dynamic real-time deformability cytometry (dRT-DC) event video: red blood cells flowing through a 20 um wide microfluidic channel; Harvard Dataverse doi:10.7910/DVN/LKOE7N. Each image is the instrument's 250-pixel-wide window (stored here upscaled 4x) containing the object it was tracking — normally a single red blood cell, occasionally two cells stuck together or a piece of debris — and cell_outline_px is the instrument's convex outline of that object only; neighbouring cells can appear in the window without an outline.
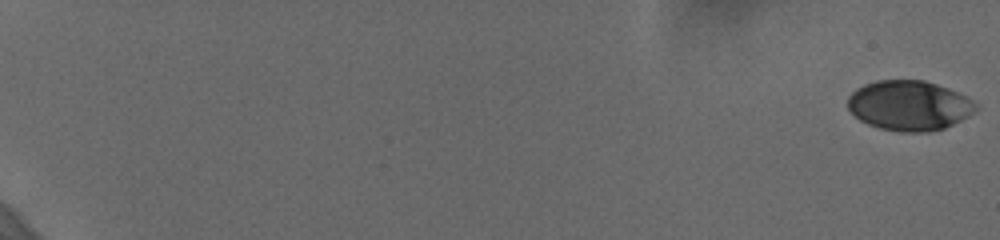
{"species": "human", "species_latin": "Homo sapiens", "temperature_condition": "cold", "stored_images_in_passage": 60, "camera_frame_rate_fps": 3000, "um_per_image_px": 0.085, "donor": {"sex": "female"}, "frame": {"image": 1, "passage_image": 1, "time_ms": 0.0, "image_size_px": [1000, 240], "cell_outline_px": [[976, 112], [944, 128], [928, 132], [900, 132], [880, 128], [868, 124], [860, 120], [848, 108], [848, 96], [856, 88], [864, 84], [876, 80], [924, 80], [948, 88], [968, 96], [976, 104]], "centroid_in_image_um": [77.28, 8.96], "position_along_channel_um": 7.7, "area_um2": 37.34}}
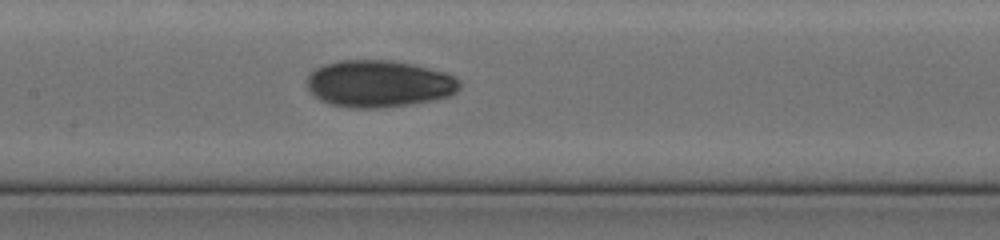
{"frame": {"image": 2, "passage_image": 34, "time_ms": 11.0, "image_size_px": [1000, 240], "cell_outline_px": [[460, 88], [456, 92], [448, 96], [432, 100], [408, 104], [380, 108], [352, 108], [328, 104], [320, 100], [308, 88], [308, 76], [316, 68], [324, 64], [340, 60], [392, 60], [412, 64], [444, 72], [460, 80]], "centroid_in_image_um": [32.2, 7.11], "position_along_channel_um": 175.2, "area_um2": 41.62}}
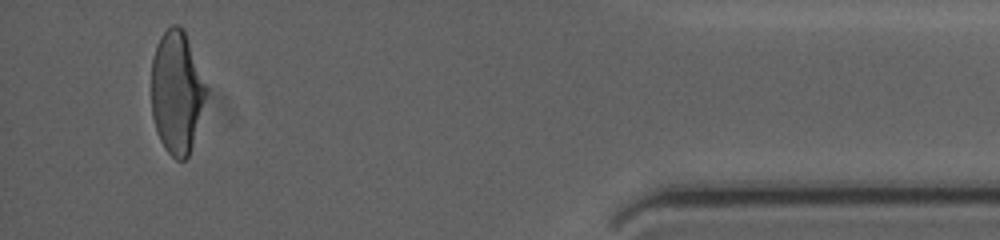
{"frame": {"image": 3, "passage_image": 58, "time_ms": 19.0, "image_size_px": [1000, 240], "cell_outline_px": [[204, 96], [192, 144], [188, 156], [184, 160], [176, 160], [164, 148], [160, 140], [152, 116], [152, 56], [156, 44], [160, 36], [172, 24], [180, 24], [184, 28], [204, 88]], "centroid_in_image_um": [14.95, 7.82], "position_along_channel_um": 420.3, "area_um2": 37.74}, "authors_computed_cell_mechanics": {"area_um2": 38.8705, "velocity_mm_per_s": 3.6619, "shape_relaxation_time_tau1_ms": 4.1575, "shape_relaxation_time_tau2_ms": 2.9889, "deformation_change_tau1": 0.1551, "deformation_change_tau2": 0.0667}}